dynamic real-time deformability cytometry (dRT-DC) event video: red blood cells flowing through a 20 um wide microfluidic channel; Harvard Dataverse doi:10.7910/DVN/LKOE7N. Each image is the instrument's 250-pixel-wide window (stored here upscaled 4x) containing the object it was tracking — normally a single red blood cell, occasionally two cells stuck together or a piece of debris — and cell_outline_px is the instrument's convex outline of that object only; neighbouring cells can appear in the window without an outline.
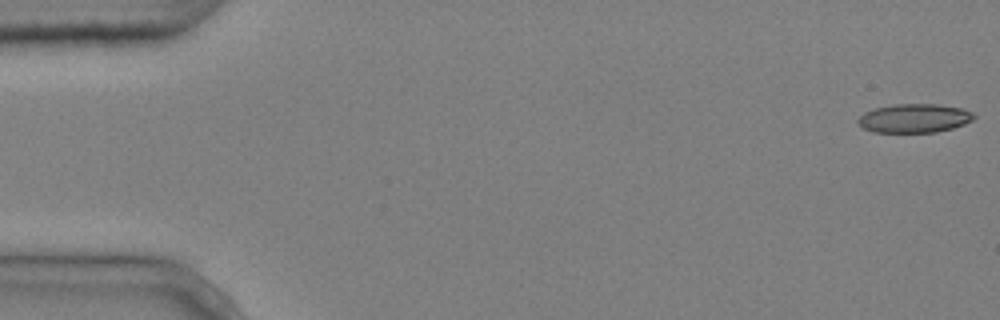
{"species": "common noctule bat (a hibernating species)", "species_latin": "Nyctalus noctula", "temperature_condition": "cold", "stored_images_in_passage": 5, "camera_frame_rate_fps": 3000, "um_per_image_px": 0.085, "animal": {"sex": "male", "body_mass_g": 20.4}, "frame": {"image": 1, "passage_image": 1, "time_ms": 0.0, "image_size_px": [1000, 320], "cell_outline_px": [[976, 116], [972, 120], [964, 124], [952, 128], [936, 132], [872, 132], [864, 128], [856, 120], [864, 112], [872, 108], [896, 104], [940, 104], [964, 108], [972, 112]], "centroid_in_image_um": [77.72, 10.04], "position_along_channel_um": 7.3, "area_um2": 19.59}}
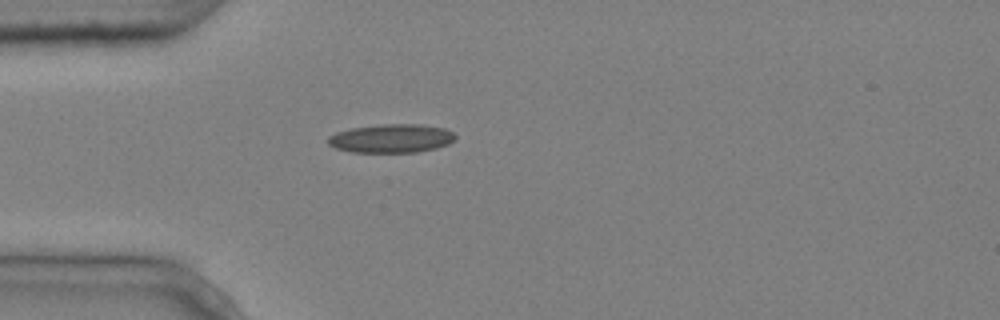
{"frame": {"image": 2, "passage_image": 5, "time_ms": 1.333, "image_size_px": [1000, 320], "cell_outline_px": [[456, 136], [448, 144], [436, 148], [416, 152], [352, 152], [336, 148], [328, 144], [328, 136], [336, 132], [352, 128], [380, 124], [420, 124], [444, 128], [452, 132]], "centroid_in_image_um": [33.25, 11.76], "position_along_channel_um": 51.8, "area_um2": 21.15}}